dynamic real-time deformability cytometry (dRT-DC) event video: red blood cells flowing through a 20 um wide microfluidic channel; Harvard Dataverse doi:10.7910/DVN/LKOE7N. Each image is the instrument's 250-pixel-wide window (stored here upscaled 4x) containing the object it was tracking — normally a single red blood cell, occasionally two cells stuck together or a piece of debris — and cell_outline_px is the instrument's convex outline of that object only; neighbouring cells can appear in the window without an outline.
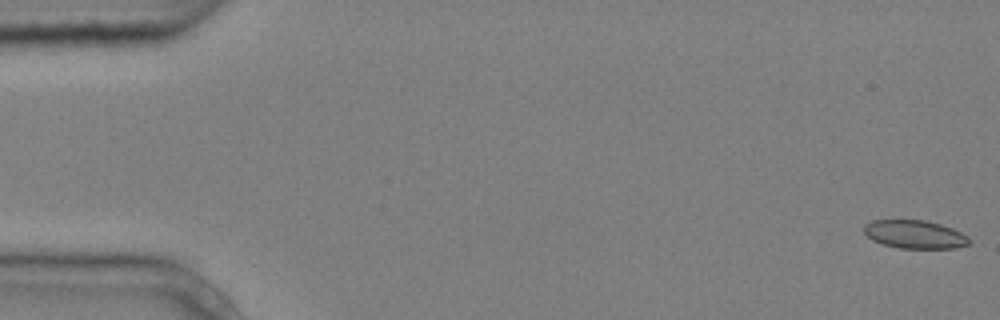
{"species": "common noctule bat (a hibernating species)", "species_latin": "Nyctalus noctula", "temperature_condition": "cold", "stored_images_in_passage": 5, "camera_frame_rate_fps": 3000, "um_per_image_px": 0.085, "animal": {"sex": "male", "body_mass_g": 20.4}, "frame": {"image": 1, "passage_image": 1, "time_ms": 0.0, "image_size_px": [1000, 320], "cell_outline_px": [[972, 240], [968, 244], [956, 248], [900, 248], [884, 244], [872, 240], [864, 232], [864, 224], [872, 220], [924, 220], [940, 224], [952, 228], [968, 236]], "centroid_in_image_um": [77.77, 19.92], "position_along_channel_um": 7.2, "area_um2": 17.28}}